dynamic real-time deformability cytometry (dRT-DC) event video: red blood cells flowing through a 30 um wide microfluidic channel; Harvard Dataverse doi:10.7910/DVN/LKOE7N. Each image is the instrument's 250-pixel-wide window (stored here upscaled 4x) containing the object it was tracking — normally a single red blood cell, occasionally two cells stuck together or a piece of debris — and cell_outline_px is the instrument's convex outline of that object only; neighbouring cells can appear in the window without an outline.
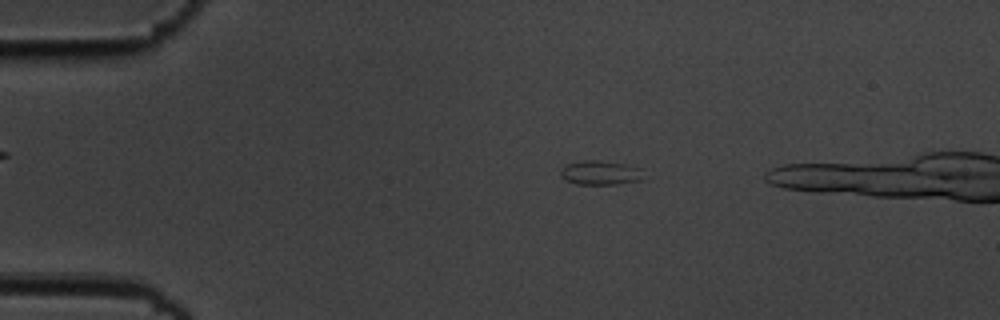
{"species": "common noctule bat (a hibernating species)", "species_latin": "Nyctalus noctula", "temperature_condition": "cold", "stored_images_in_passage": 44, "camera_frame_rate_fps": 3000, "um_per_image_px": 0.085, "animal": {"sex": "male", "body_mass_g": 19.5, "forearm_length_mm": 54.6}, "frame": {"image": 1, "passage_image": 6, "time_ms": 1.667, "image_size_px": [1000, 320], "cell_outline_px": [[644, 180], [616, 184], [576, 184], [564, 180], [560, 176], [560, 172], [568, 164], [584, 160], [596, 160], [624, 164], [640, 168]], "centroid_in_image_um": [51.03, 14.7], "position_along_channel_um": 34.0, "area_um2": 11.62}}
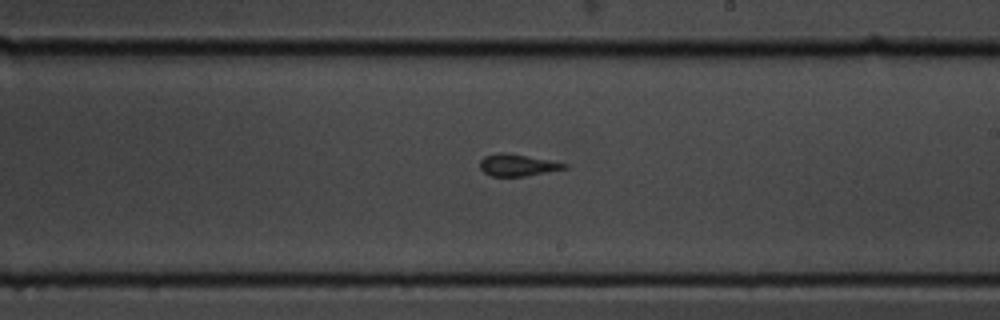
{"frame": {"image": 2, "passage_image": 27, "time_ms": 8.667, "image_size_px": [1000, 320], "cell_outline_px": [[568, 168], [524, 176], [492, 176], [484, 172], [480, 168], [480, 160], [484, 156], [500, 152], [504, 152], [548, 160], [568, 164]], "centroid_in_image_um": [43.96, 14.03], "position_along_channel_um": 245.0, "area_um2": 10.58}}
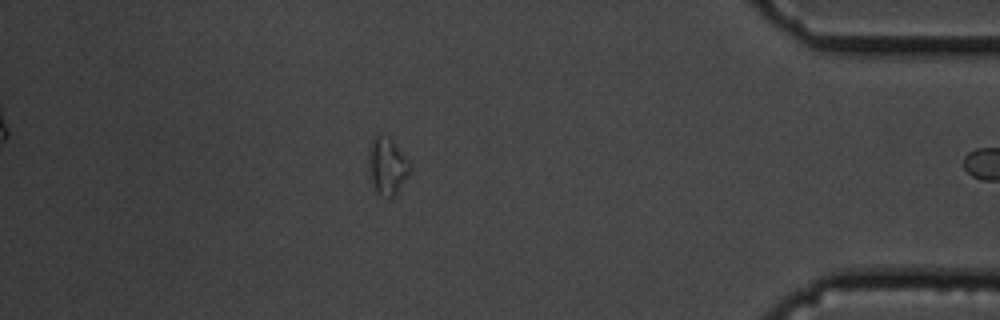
{"frame": {"image": 3, "passage_image": 43, "time_ms": 14.0, "image_size_px": [1000, 320], "cell_outline_px": [[412, 168], [408, 176], [400, 188], [388, 200], [380, 196], [376, 192], [368, 176], [368, 144], [376, 132], [380, 132], [388, 136], [392, 140], [408, 160]], "centroid_in_image_um": [32.86, 14.09], "position_along_channel_um": 402.3, "area_um2": 14.39}}